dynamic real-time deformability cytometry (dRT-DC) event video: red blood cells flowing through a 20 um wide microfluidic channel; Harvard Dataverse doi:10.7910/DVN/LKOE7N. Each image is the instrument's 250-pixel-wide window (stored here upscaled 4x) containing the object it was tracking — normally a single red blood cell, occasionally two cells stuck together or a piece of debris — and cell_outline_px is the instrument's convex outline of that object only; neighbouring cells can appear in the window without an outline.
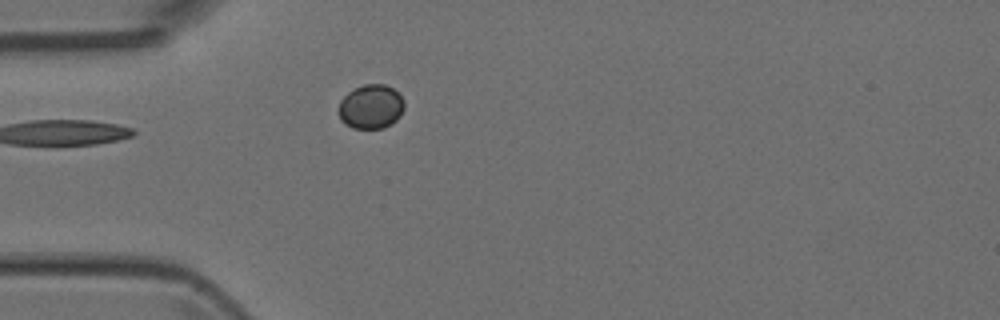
{"species": "Egyptian fruit bat (a non-hibernating species)", "species_latin": "Rousettus aegyptiacus", "temperature_condition": "room temperature", "stored_images_in_passage": 1, "camera_frame_rate_fps": 3000, "um_per_image_px": 0.085, "animal": {"sex": "female"}, "frame": {"image": 1, "passage_image": 1, "time_ms": 0.0, "image_size_px": [1000, 320], "cell_outline_px": [[404, 108], [400, 116], [392, 124], [384, 128], [352, 128], [344, 124], [340, 120], [336, 112], [340, 100], [348, 92], [364, 84], [384, 84], [392, 88], [404, 100]], "centroid_in_image_um": [31.49, 9.09], "position_along_channel_um": 53.5, "area_um2": 17.17}}